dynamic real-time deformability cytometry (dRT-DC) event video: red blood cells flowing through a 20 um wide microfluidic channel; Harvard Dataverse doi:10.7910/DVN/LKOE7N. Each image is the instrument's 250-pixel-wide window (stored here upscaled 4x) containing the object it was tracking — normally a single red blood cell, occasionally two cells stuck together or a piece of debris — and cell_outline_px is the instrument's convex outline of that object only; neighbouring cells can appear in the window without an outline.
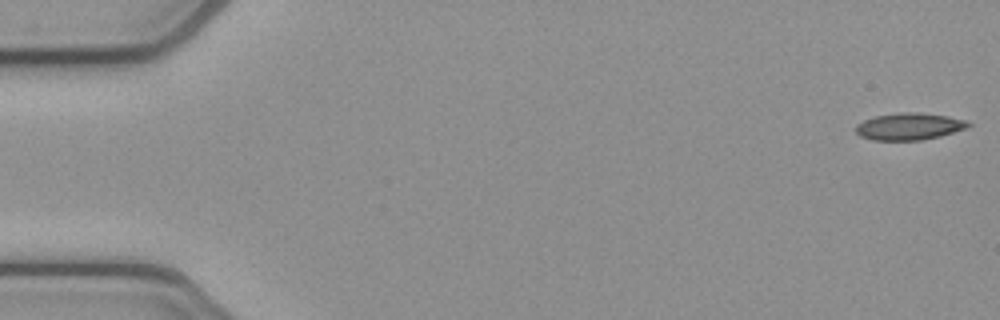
{"species": "common noctule bat (a hibernating species)", "species_latin": "Nyctalus noctula", "temperature_condition": "cold", "stored_images_in_passage": 53, "camera_frame_rate_fps": 3000, "um_per_image_px": 0.085, "animal": {"sex": "female", "body_mass_g": 21.9}, "frame": {"image": 1, "passage_image": 1, "time_ms": 0.0, "image_size_px": [1000, 320], "cell_outline_px": [[972, 124], [968, 128], [940, 136], [920, 140], [872, 140], [860, 136], [856, 132], [856, 124], [864, 120], [876, 116], [900, 112], [916, 112], [948, 116], [964, 120]], "centroid_in_image_um": [77.28, 10.75], "position_along_channel_um": 7.7, "area_um2": 17.63}}
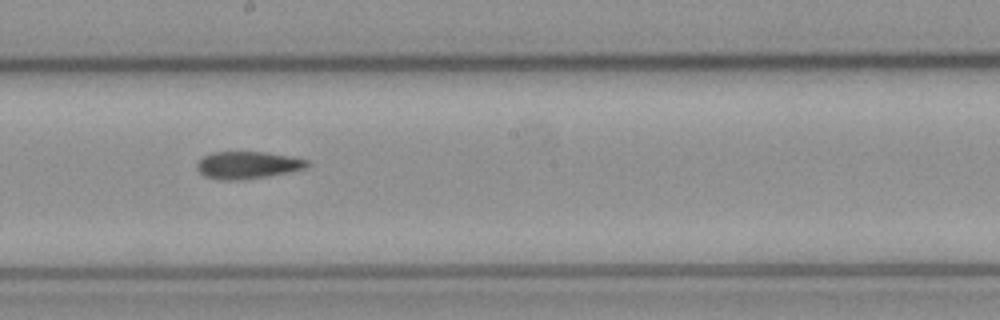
{"frame": {"image": 2, "passage_image": 29, "time_ms": 9.333, "image_size_px": [1000, 320], "cell_outline_px": [[312, 164], [308, 168], [268, 176], [240, 180], [220, 180], [204, 176], [196, 168], [196, 164], [204, 156], [212, 152], [268, 152], [308, 160]], "centroid_in_image_um": [21.07, 14.03], "position_along_channel_um": 227.1, "area_um2": 17.63}}
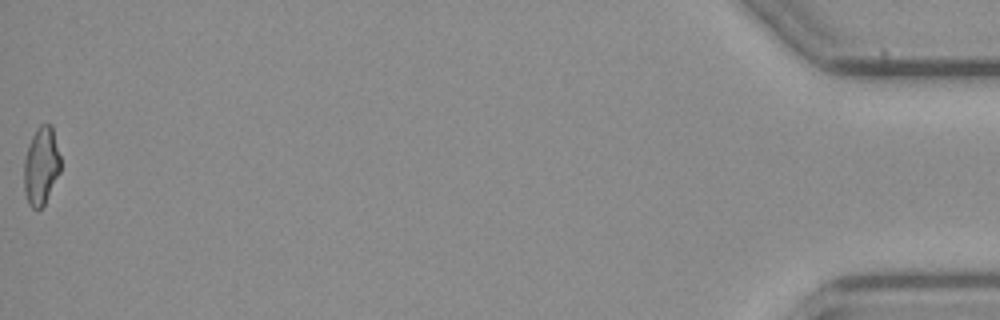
{"frame": {"image": 3, "passage_image": 53, "time_ms": 17.333, "image_size_px": [1000, 320], "cell_outline_px": [[60, 172], [44, 204], [36, 212], [28, 204], [24, 192], [24, 160], [28, 144], [36, 128], [40, 124], [52, 124], [60, 156]], "centroid_in_image_um": [3.49, 14.1], "position_along_channel_um": 431.7, "area_um2": 16.76}}